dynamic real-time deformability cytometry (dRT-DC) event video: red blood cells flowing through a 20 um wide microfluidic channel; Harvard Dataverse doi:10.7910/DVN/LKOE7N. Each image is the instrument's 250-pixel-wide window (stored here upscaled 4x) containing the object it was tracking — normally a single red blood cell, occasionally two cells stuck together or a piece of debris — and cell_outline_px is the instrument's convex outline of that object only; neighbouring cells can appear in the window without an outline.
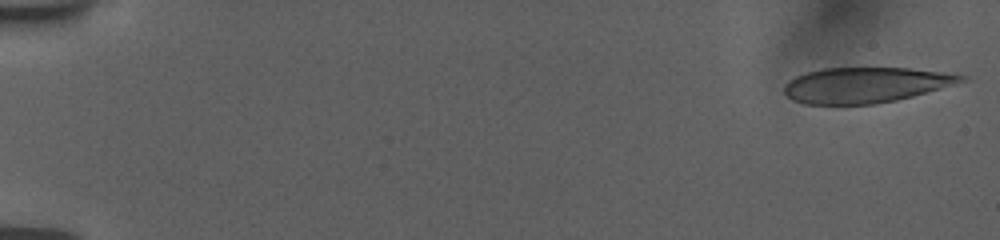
{"species": "human", "species_latin": "Homo sapiens", "temperature_condition": "room temperature", "stored_images_in_passage": 11, "camera_frame_rate_fps": 3000, "um_per_image_px": 0.085, "donor": {"sex": "female"}, "frame": {"image": 1, "passage_image": 1, "time_ms": 0.0, "image_size_px": [1000, 240], "cell_outline_px": [[968, 76], [964, 80], [940, 88], [912, 96], [896, 100], [872, 104], [804, 104], [792, 100], [784, 92], [784, 84], [788, 80], [796, 76], [808, 72], [824, 68], [908, 68], [944, 72]], "centroid_in_image_um": [73.51, 7.22], "position_along_channel_um": 11.5, "area_um2": 36.24}}
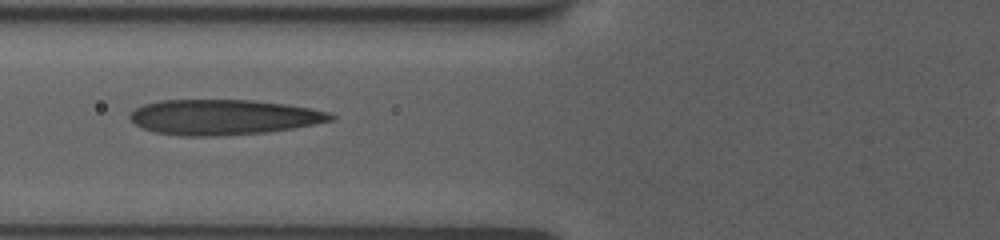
{"frame": {"image": 2, "passage_image": 10, "time_ms": 7.0, "image_size_px": [1000, 240], "cell_outline_px": [[336, 116], [332, 120], [292, 128], [264, 132], [216, 136], [180, 136], [156, 132], [144, 128], [136, 124], [128, 116], [136, 108], [144, 104], [160, 100], [252, 100], [284, 104], [312, 108], [328, 112]], "centroid_in_image_um": [18.98, 9.95], "position_along_channel_um": 106.8, "area_um2": 40.92}}